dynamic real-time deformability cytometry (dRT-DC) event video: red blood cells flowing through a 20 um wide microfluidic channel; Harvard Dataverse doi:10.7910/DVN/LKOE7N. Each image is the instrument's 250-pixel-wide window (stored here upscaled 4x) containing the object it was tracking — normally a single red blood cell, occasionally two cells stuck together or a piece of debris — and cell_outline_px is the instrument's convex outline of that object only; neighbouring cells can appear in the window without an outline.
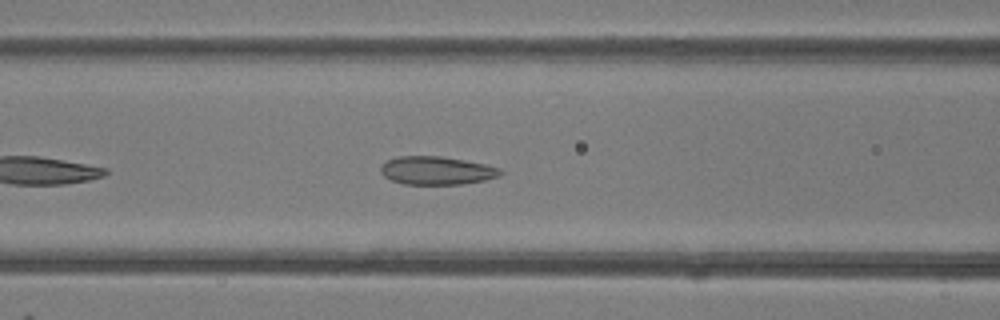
{"species": "common noctule bat (a hibernating species)", "species_latin": "Nyctalus noctula", "temperature_condition": "room temperature", "stored_images_in_passage": 23, "camera_frame_rate_fps": 3000, "um_per_image_px": 0.085, "animal": {"sex": "female"}, "frame": {"image": 1, "passage_image": 8, "time_ms": 2.333, "image_size_px": [1000, 320], "cell_outline_px": [[504, 172], [500, 176], [484, 180], [464, 184], [404, 184], [392, 180], [384, 176], [380, 172], [380, 168], [388, 160], [396, 156], [440, 156], [464, 160], [484, 164], [500, 168]], "centroid_in_image_um": [37.13, 14.5], "position_along_channel_um": 129.5, "area_um2": 19.65}}
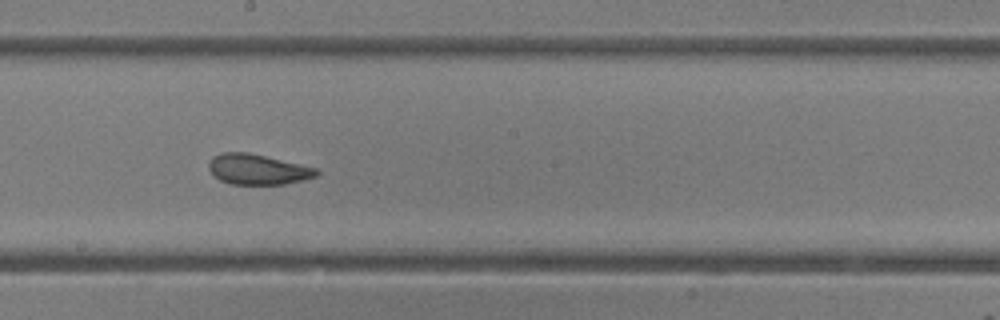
{"frame": {"image": 2, "passage_image": 15, "time_ms": 4.667, "image_size_px": [1000, 320], "cell_outline_px": [[320, 172], [316, 176], [284, 184], [232, 184], [220, 180], [208, 168], [208, 164], [212, 156], [220, 152], [248, 152], [316, 168]], "centroid_in_image_um": [21.86, 14.38], "position_along_channel_um": 226.3, "area_um2": 18.84}}
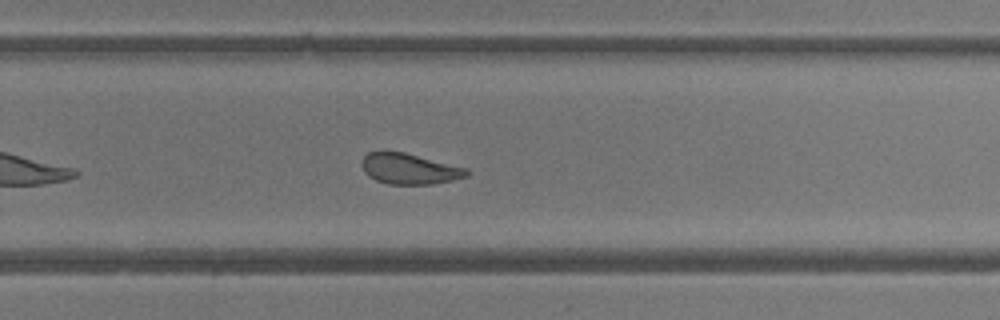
{"frame": {"image": 3, "passage_image": 20, "time_ms": 6.333, "image_size_px": [1000, 320], "cell_outline_px": [[472, 172], [468, 176], [452, 180], [432, 184], [388, 184], [376, 180], [368, 176], [364, 172], [360, 164], [360, 160], [368, 152], [404, 152], [468, 168]], "centroid_in_image_um": [34.81, 14.35], "position_along_channel_um": 295.0, "area_um2": 18.9}}